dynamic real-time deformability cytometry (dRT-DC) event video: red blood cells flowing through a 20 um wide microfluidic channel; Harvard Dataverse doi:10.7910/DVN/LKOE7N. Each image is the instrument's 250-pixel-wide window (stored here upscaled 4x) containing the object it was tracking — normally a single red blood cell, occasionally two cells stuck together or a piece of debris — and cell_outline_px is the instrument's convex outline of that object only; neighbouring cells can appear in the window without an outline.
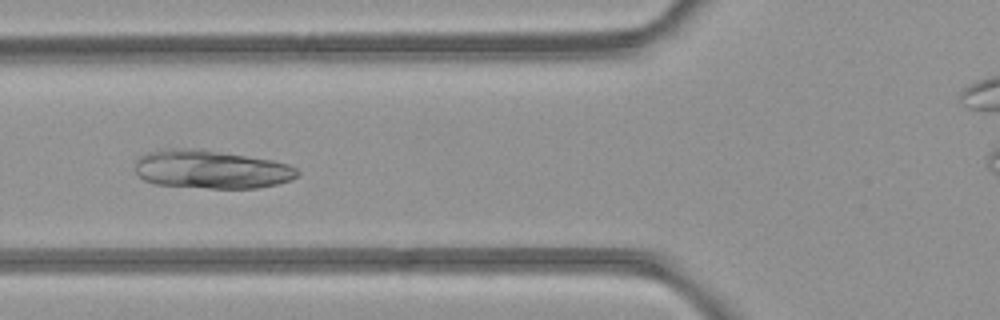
{"species": "common noctule bat (a hibernating species)", "species_latin": "Nyctalus noctula", "temperature_condition": "room temperature", "stored_images_in_passage": 42, "camera_frame_rate_fps": 3000, "um_per_image_px": 0.085, "animal": {"sex": "female", "body_mass_g": 21.9}, "frame": {"image": 1, "passage_image": 11, "time_ms": 3.333, "image_size_px": [1000, 320], "cell_outline_px": [[300, 172], [292, 180], [276, 184], [256, 188], [208, 188], [152, 184], [144, 180], [136, 172], [136, 160], [140, 156], [148, 152], [164, 148], [172, 148], [212, 152], [244, 156], [272, 160], [288, 164], [296, 168]], "centroid_in_image_um": [17.93, 14.42], "position_along_channel_um": 107.9, "area_um2": 35.72}}
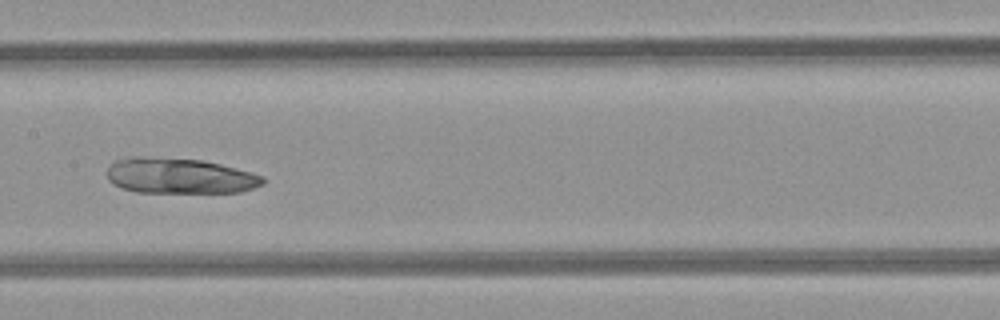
{"frame": {"image": 2, "passage_image": 17, "time_ms": 5.333, "image_size_px": [1000, 320], "cell_outline_px": [[264, 184], [240, 192], [136, 192], [124, 188], [108, 180], [108, 168], [112, 160], [128, 156], [132, 156], [200, 160], [220, 164], [252, 172], [264, 176]], "centroid_in_image_um": [15.26, 14.94], "position_along_channel_um": 192.1, "area_um2": 32.14}}
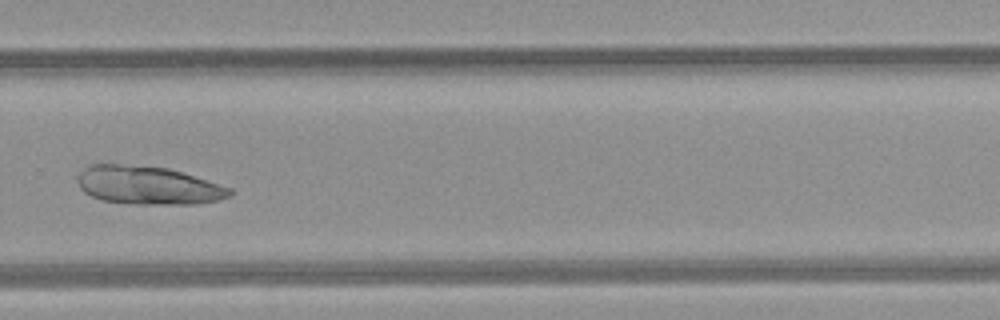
{"frame": {"image": 3, "passage_image": 26, "time_ms": 8.333, "image_size_px": [1000, 320], "cell_outline_px": [[232, 196], [200, 204], [136, 204], [100, 200], [84, 192], [80, 188], [72, 176], [88, 164], [120, 164], [168, 168], [232, 188]], "centroid_in_image_um": [12.5, 15.75], "position_along_channel_um": 317.3, "area_um2": 34.33}}